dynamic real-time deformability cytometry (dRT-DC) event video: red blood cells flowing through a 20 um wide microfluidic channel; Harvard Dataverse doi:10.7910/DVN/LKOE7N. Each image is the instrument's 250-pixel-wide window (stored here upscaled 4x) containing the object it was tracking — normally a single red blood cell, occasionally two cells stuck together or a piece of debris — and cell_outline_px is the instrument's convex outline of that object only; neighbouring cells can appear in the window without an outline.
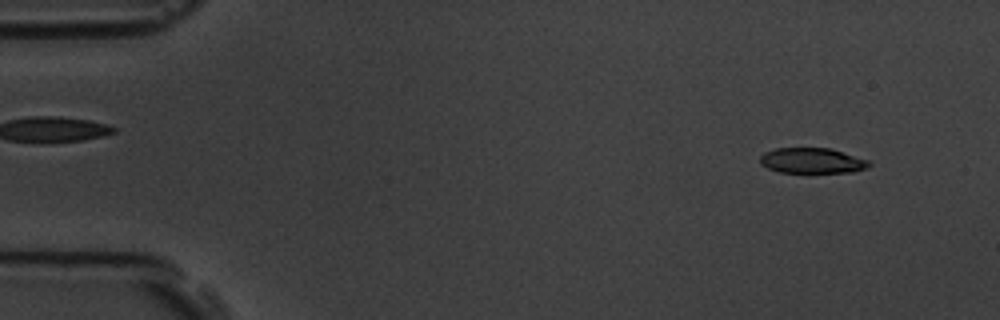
{"species": "common noctule bat (a hibernating species)", "species_latin": "Nyctalus noctula", "temperature_condition": "room temperature", "stored_images_in_passage": 4, "camera_frame_rate_fps": 3000, "um_per_image_px": 0.085, "animal": {"sex": "male", "body_mass_g": 19.5, "forearm_length_mm": 54.6}, "frame": {"image": 1, "passage_image": 1, "time_ms": 0.0, "image_size_px": [1000, 320], "cell_outline_px": [[872, 164], [868, 168], [852, 172], [780, 172], [768, 168], [760, 164], [760, 156], [764, 152], [776, 148], [832, 148], [868, 160]], "centroid_in_image_um": [69.04, 13.65], "position_along_channel_um": 16.0, "area_um2": 16.18}}
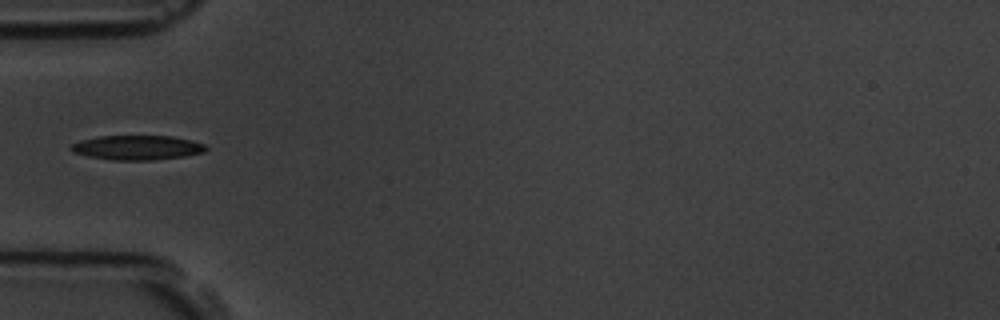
{"frame": {"image": 2, "passage_image": 4, "time_ms": 4.333, "image_size_px": [1000, 320], "cell_outline_px": [[208, 148], [204, 152], [184, 156], [152, 160], [112, 160], [88, 156], [72, 152], [68, 148], [72, 144], [80, 140], [100, 136], [172, 136], [192, 140], [204, 144]], "centroid_in_image_um": [11.65, 12.54], "position_along_channel_um": 73.4, "area_um2": 19.31}}